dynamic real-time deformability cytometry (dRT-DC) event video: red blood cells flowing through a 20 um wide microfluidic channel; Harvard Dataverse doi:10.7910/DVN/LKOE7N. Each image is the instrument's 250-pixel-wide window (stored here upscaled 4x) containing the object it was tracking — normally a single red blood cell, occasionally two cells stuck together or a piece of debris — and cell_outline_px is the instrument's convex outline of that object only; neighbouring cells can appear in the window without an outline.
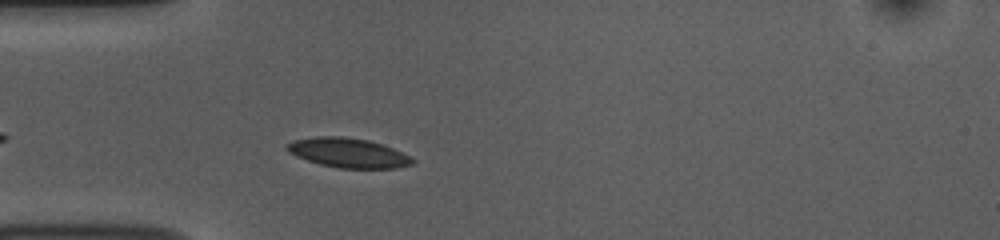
{"species": "common noctule bat (a hibernating species)", "species_latin": "Nyctalus noctula", "temperature_condition": "room temperature", "stored_images_in_passage": 19, "camera_frame_rate_fps": 3000, "um_per_image_px": 0.085, "animal": {"sex": "female", "body_mass_g": 10.0, "forearm_length_mm": 53.1}, "frame": {"image": 1, "passage_image": 5, "time_ms": 1.333, "image_size_px": [1000, 240], "cell_outline_px": [[416, 160], [412, 164], [396, 168], [340, 168], [320, 164], [296, 156], [288, 152], [284, 148], [284, 144], [296, 140], [316, 136], [344, 136], [368, 140], [392, 148], [412, 156]], "centroid_in_image_um": [29.59, 12.99], "position_along_channel_um": 55.4, "area_um2": 21.62}}
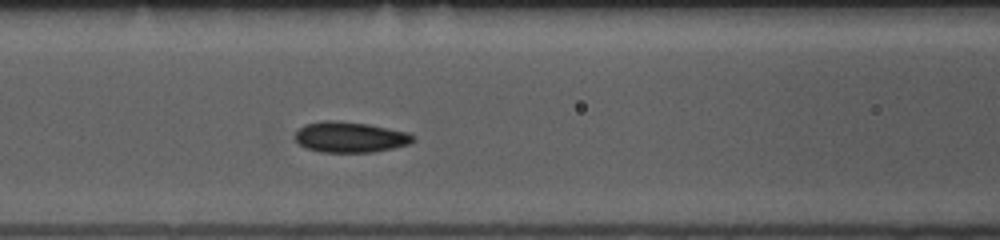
{"frame": {"image": 2, "passage_image": 12, "time_ms": 3.667, "image_size_px": [1000, 240], "cell_outline_px": [[416, 140], [408, 144], [392, 148], [372, 152], [320, 152], [304, 148], [296, 140], [296, 132], [304, 124], [324, 120], [336, 120], [368, 124], [408, 132], [416, 136]], "centroid_in_image_um": [29.76, 11.65], "position_along_channel_um": 136.8, "area_um2": 21.15}}
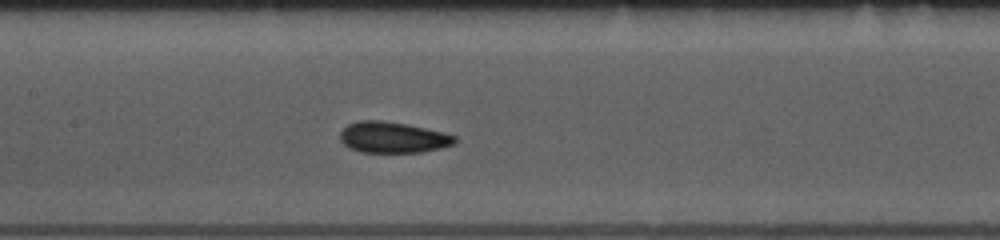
{"frame": {"image": 3, "passage_image": 15, "time_ms": 4.667, "image_size_px": [1000, 240], "cell_outline_px": [[456, 140], [452, 144], [440, 148], [420, 152], [360, 152], [348, 148], [340, 140], [340, 132], [348, 124], [356, 120], [380, 120], [408, 124], [444, 132], [456, 136]], "centroid_in_image_um": [33.36, 11.67], "position_along_channel_um": 174.0, "area_um2": 20.81}}